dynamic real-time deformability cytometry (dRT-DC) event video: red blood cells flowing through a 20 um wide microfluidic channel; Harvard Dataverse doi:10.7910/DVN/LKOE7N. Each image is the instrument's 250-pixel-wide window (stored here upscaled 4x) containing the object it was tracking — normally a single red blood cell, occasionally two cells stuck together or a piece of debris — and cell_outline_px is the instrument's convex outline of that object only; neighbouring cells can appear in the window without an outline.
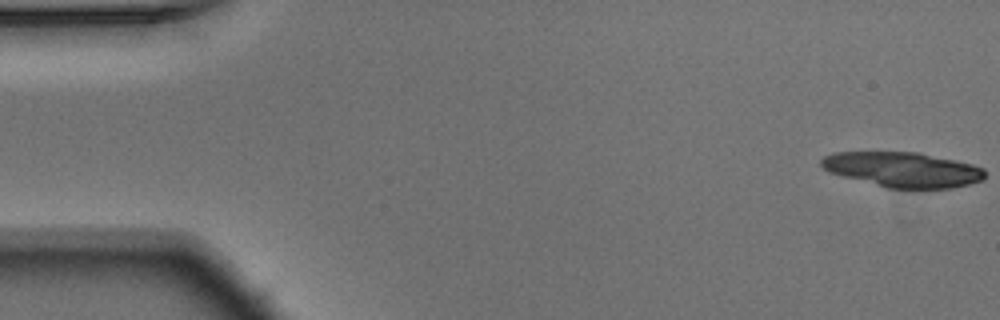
{"species": "Egyptian fruit bat (a non-hibernating species)", "species_latin": "Rousettus aegyptiacus", "temperature_condition": "warm", "stored_images_in_passage": 14, "camera_frame_rate_fps": 3000, "um_per_image_px": 0.085, "animal": {"sex": "male"}, "frame": {"image": 1, "passage_image": 1, "time_ms": 0.0, "image_size_px": [1000, 320], "cell_outline_px": [[984, 176], [980, 180], [964, 184], [940, 188], [892, 188], [836, 172], [828, 168], [824, 164], [824, 160], [828, 156], [844, 152], [904, 152], [948, 160], [968, 164], [980, 168], [984, 172]], "centroid_in_image_um": [76.79, 14.42], "position_along_channel_um": 8.2, "area_um2": 30.52}}
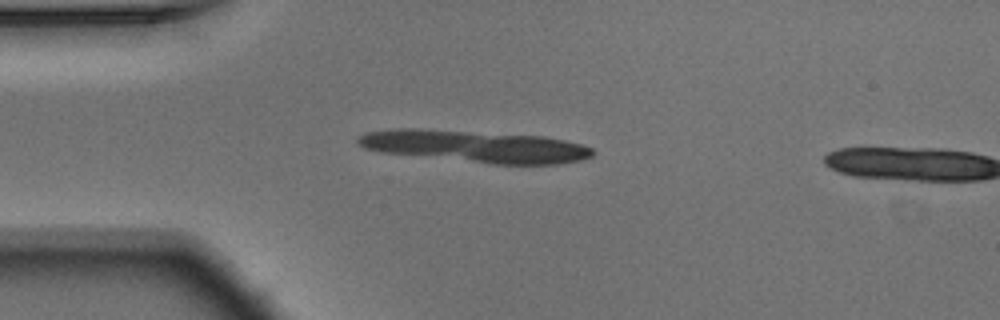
{"frame": {"image": 2, "passage_image": 13, "time_ms": 4.0, "image_size_px": [1000, 320], "cell_outline_px": [[592, 152], [588, 156], [572, 160], [540, 164], [512, 164], [404, 152], [372, 148], [364, 144], [360, 140], [364, 136], [376, 132], [440, 132], [528, 136], [556, 140], [576, 144], [588, 148]], "centroid_in_image_um": [40.7, 12.48], "position_along_channel_um": 44.3, "area_um2": 36.59}}